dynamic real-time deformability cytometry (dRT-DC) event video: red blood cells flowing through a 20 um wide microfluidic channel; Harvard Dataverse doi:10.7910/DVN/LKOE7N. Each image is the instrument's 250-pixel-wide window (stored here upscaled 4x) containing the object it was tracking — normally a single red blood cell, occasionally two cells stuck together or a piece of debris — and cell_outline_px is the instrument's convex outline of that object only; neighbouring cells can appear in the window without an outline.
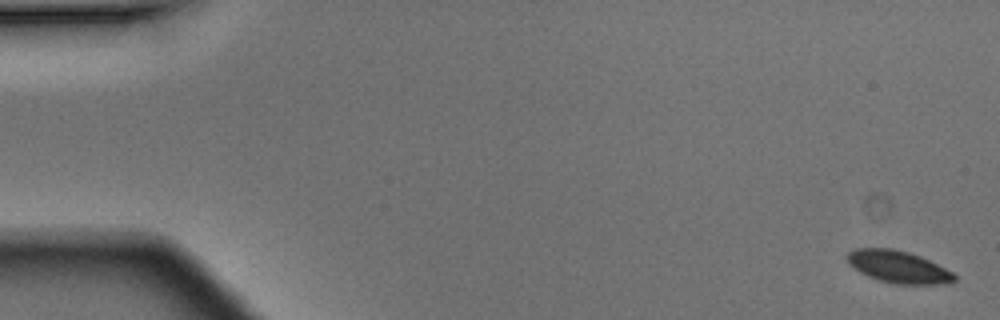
{"species": "Egyptian fruit bat (a non-hibernating species)", "species_latin": "Rousettus aegyptiacus", "temperature_condition": "warm", "stored_images_in_passage": 6, "camera_frame_rate_fps": 3000, "um_per_image_px": 0.085, "animal": {"sex": "male"}, "frame": {"image": 1, "passage_image": 1, "time_ms": 0.0, "image_size_px": [1000, 320], "cell_outline_px": [[956, 280], [952, 284], [892, 284], [868, 276], [860, 272], [848, 264], [848, 252], [856, 248], [892, 248], [908, 252], [920, 256], [952, 272], [956, 276]], "centroid_in_image_um": [76.37, 22.69], "position_along_channel_um": 8.6, "area_um2": 20.06}}
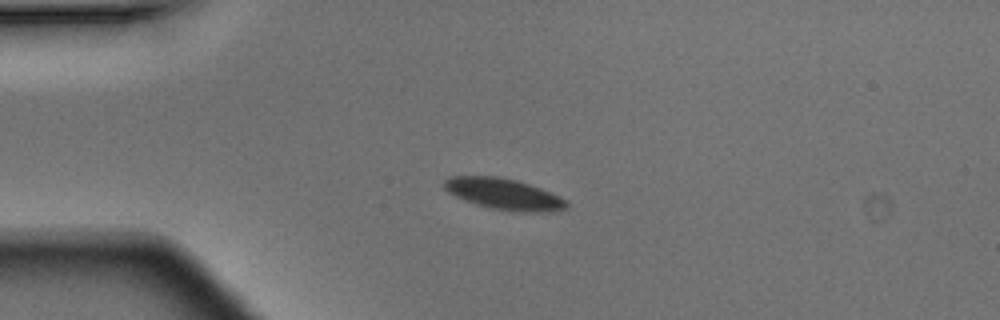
{"frame": {"image": 2, "passage_image": 4, "time_ms": 1.0, "image_size_px": [1000, 320], "cell_outline_px": [[568, 208], [536, 212], [512, 212], [488, 208], [464, 200], [448, 192], [440, 184], [448, 176], [496, 176], [516, 180], [540, 188], [568, 200]], "centroid_in_image_um": [42.77, 16.49], "position_along_channel_um": 42.2, "area_um2": 22.31}}
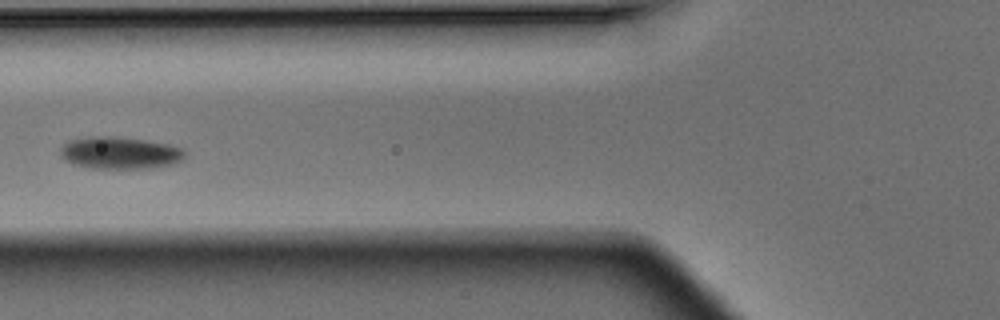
{"frame": {"image": 3, "passage_image": 6, "time_ms": 1.667, "image_size_px": [1000, 320], "cell_outline_px": [[184, 156], [180, 160], [168, 164], [136, 168], [96, 168], [76, 164], [68, 160], [60, 152], [60, 148], [68, 140], [92, 136], [112, 136], [144, 140], [168, 144], [180, 148], [184, 152]], "centroid_in_image_um": [10.14, 12.96], "position_along_channel_um": 115.7, "area_um2": 22.48}}